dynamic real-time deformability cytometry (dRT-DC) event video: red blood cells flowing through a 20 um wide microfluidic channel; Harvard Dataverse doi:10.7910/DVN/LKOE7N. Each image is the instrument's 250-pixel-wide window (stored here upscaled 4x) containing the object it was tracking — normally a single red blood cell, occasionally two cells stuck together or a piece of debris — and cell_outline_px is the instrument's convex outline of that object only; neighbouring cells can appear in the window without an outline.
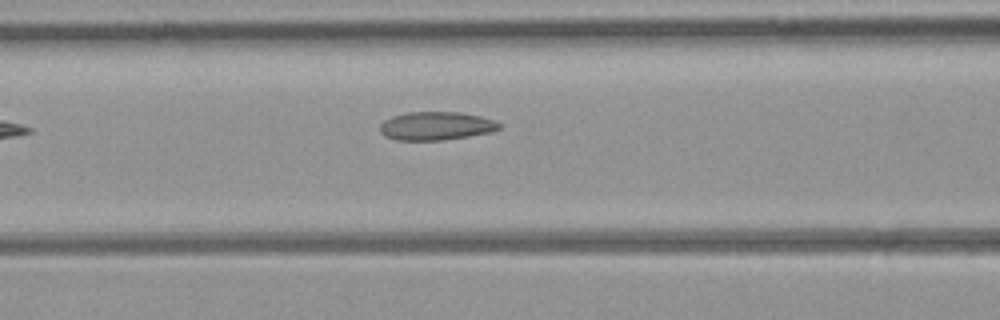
{"species": "common noctule bat (a hibernating species)", "species_latin": "Nyctalus noctula", "temperature_condition": "room temperature", "stored_images_in_passage": 6, "camera_frame_rate_fps": 3000, "um_per_image_px": 0.085, "animal": {"sex": "female", "body_mass_g": 21.9}, "frame": {"image": 1, "passage_image": 6, "time_ms": 6.0, "image_size_px": [1000, 320], "cell_outline_px": [[504, 124], [500, 128], [492, 132], [468, 136], [440, 140], [396, 140], [384, 136], [380, 132], [380, 124], [384, 120], [392, 116], [408, 112], [460, 112], [480, 116], [496, 120]], "centroid_in_image_um": [37.09, 10.7], "position_along_channel_um": 129.5, "area_um2": 19.88}}